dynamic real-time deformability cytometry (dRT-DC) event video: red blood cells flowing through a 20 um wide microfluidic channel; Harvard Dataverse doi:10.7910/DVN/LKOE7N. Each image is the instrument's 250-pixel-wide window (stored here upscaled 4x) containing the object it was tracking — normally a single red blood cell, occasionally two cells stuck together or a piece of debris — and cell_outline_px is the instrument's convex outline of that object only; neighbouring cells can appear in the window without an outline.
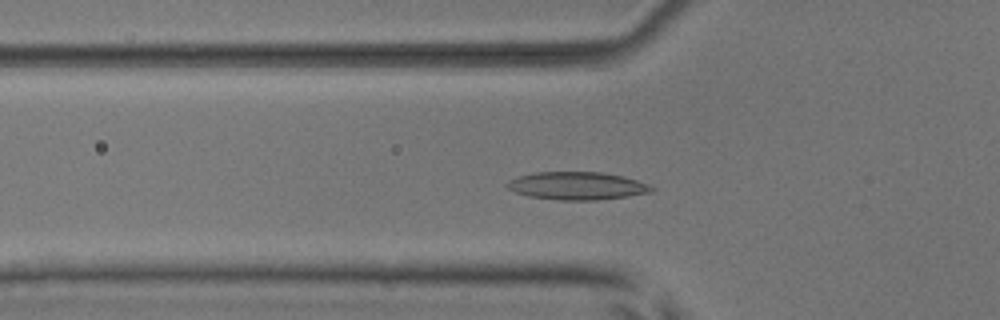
{"species": "common noctule bat (a hibernating species)", "species_latin": "Nyctalus noctula", "temperature_condition": "room temperature", "stored_images_in_passage": 52, "camera_frame_rate_fps": 3000, "um_per_image_px": 0.085, "animal": {"sex": "male", "body_mass_g": 17.9, "forearm_length_mm": 54.2}, "frame": {"image": 1, "passage_image": 17, "time_ms": 5.333, "image_size_px": [1000, 320], "cell_outline_px": [[656, 188], [652, 192], [628, 196], [596, 200], [560, 200], [528, 196], [516, 192], [508, 188], [504, 184], [508, 180], [520, 176], [536, 172], [600, 172], [620, 176], [636, 180], [648, 184]], "centroid_in_image_um": [49.04, 15.8], "position_along_channel_um": 76.8, "area_um2": 23.29}}
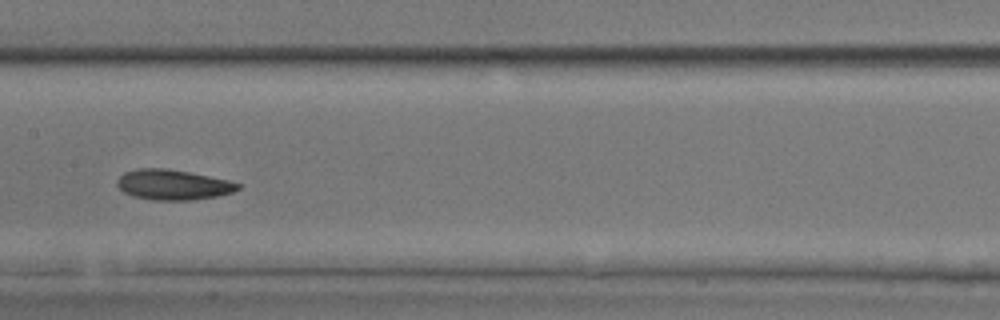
{"frame": {"image": 2, "passage_image": 26, "time_ms": 8.333, "image_size_px": [1000, 320], "cell_outline_px": [[240, 188], [232, 192], [220, 196], [192, 200], [152, 200], [132, 196], [124, 192], [116, 184], [116, 180], [124, 172], [136, 168], [168, 168], [228, 180], [240, 184]], "centroid_in_image_um": [14.68, 15.7], "position_along_channel_um": 192.7, "area_um2": 21.39}}
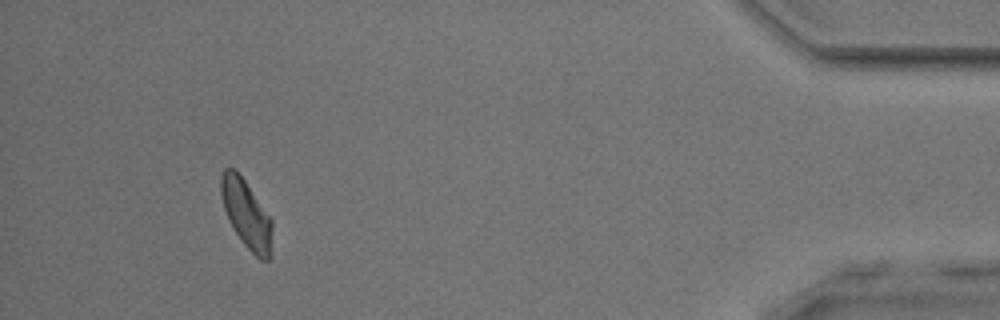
{"frame": {"image": 3, "passage_image": 48, "time_ms": 15.667, "image_size_px": [1000, 320], "cell_outline_px": [[272, 256], [268, 260], [260, 260], [244, 244], [228, 220], [224, 208], [220, 192], [220, 176], [224, 168], [236, 168], [272, 220]], "centroid_in_image_um": [20.94, 18.19], "position_along_channel_um": 414.3, "area_um2": 20.4}, "authors_computed_cell_mechanics": {"area_um2": 21.2126, "velocity_mm_per_s": 3.8688, "shape_relaxation_time_tau1_ms": 3.8873, "shape_relaxation_time_tau2_ms": 8.7984, "deformation_change_tau1": 0.1171, "deformation_change_tau2": 0.1555}}